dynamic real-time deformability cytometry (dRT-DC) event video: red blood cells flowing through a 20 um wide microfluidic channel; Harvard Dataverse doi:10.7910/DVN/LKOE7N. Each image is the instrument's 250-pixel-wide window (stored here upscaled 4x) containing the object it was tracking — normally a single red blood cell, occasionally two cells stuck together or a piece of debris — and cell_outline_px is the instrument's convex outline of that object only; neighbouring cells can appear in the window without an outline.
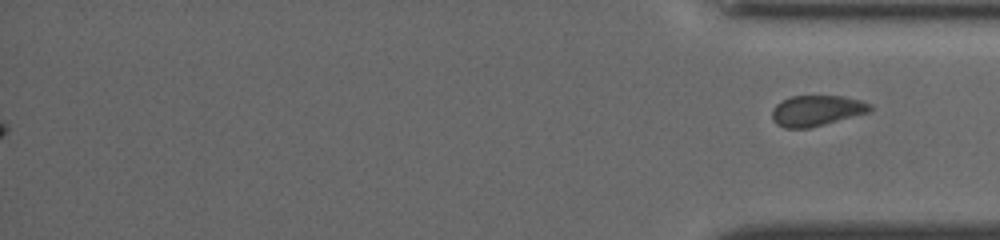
{"species": "common noctule bat (a hibernating species)", "species_latin": "Nyctalus noctula", "temperature_condition": "cold", "stored_images_in_passage": 42, "segment_of_instrument_passage": [2, 2], "camera_frame_rate_fps": 3000, "um_per_image_px": 0.085, "animal": {"sex": "female", "body_mass_g": 19.5, "forearm_length_mm": 54.1}, "frame": {"image": 1, "passage_image": 42, "time_ms": 13.667, "image_size_px": [1000, 240], "cell_outline_px": [[872, 108], [868, 112], [824, 124], [808, 128], [784, 128], [776, 124], [772, 120], [772, 108], [780, 100], [792, 96], [844, 96], [860, 100], [872, 104]], "centroid_in_image_um": [69.37, 9.39], "position_along_channel_um": 365.8, "area_um2": 17.51}}